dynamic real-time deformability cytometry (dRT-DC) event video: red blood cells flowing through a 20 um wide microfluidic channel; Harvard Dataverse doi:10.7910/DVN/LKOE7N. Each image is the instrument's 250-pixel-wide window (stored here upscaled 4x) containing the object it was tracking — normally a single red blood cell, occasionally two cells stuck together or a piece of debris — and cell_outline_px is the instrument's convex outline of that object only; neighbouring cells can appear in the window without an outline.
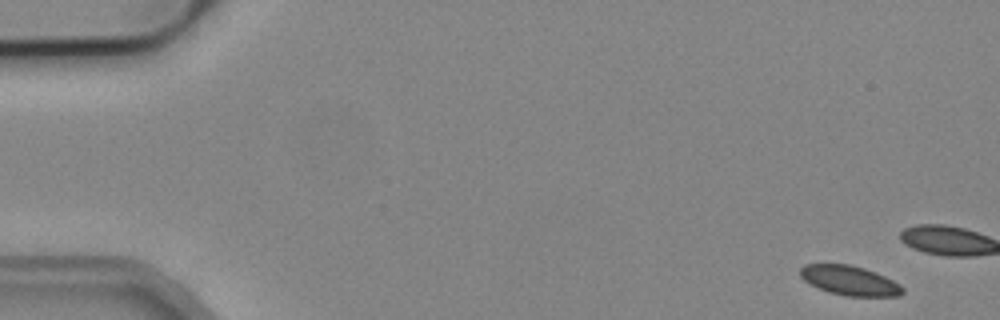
{"species": "common noctule bat (a hibernating species)", "species_latin": "Nyctalus noctula", "temperature_condition": "cold", "stored_images_in_passage": 7, "camera_frame_rate_fps": 3000, "um_per_image_px": 0.085, "animal": {"sex": "male", "body_mass_g": 19.2, "forearm_length_mm": 51.8}, "frame": {"image": 1, "passage_image": 1, "time_ms": 0.0, "image_size_px": [1000, 320], "cell_outline_px": [[904, 292], [900, 296], [848, 296], [828, 292], [804, 280], [800, 276], [800, 268], [804, 264], [848, 264], [864, 268], [876, 272], [900, 284], [904, 288]], "centroid_in_image_um": [72.24, 23.84], "position_along_channel_um": 12.8, "area_um2": 17.57}}
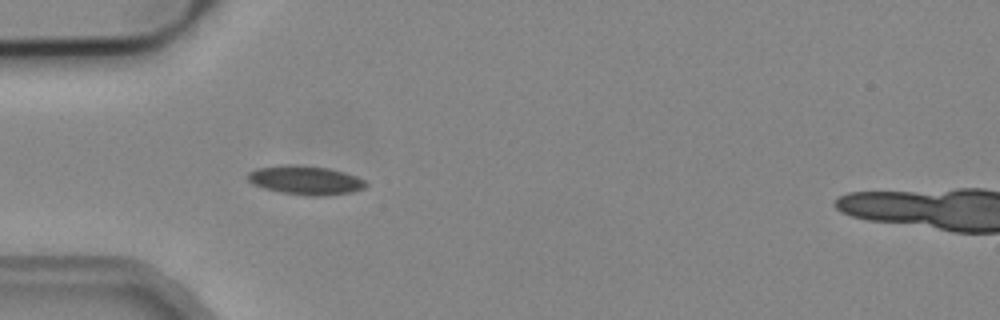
{"frame": {"image": 2, "passage_image": 6, "time_ms": 1.667, "image_size_px": [1000, 320], "cell_outline_px": [[368, 184], [364, 188], [352, 192], [316, 196], [312, 196], [280, 192], [264, 188], [252, 184], [248, 180], [248, 172], [256, 168], [284, 164], [288, 164], [328, 168], [344, 172], [356, 176], [364, 180]], "centroid_in_image_um": [25.94, 15.31], "position_along_channel_um": 59.1, "area_um2": 19.77}}